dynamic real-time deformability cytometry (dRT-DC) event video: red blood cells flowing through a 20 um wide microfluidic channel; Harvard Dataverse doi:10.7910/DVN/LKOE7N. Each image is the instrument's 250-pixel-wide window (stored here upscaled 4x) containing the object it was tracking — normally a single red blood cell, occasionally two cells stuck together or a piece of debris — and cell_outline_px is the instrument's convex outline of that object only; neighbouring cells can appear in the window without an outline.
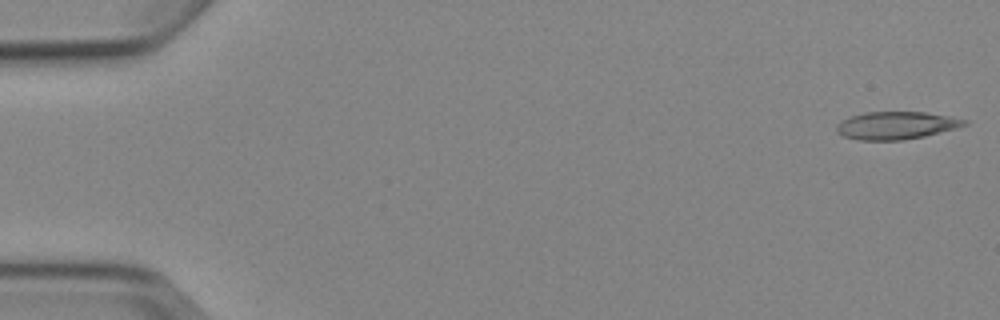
{"species": "Egyptian fruit bat (a non-hibernating species)", "species_latin": "Rousettus aegyptiacus", "temperature_condition": "cold", "stored_images_in_passage": 5, "camera_frame_rate_fps": 3000, "um_per_image_px": 0.085, "animal": {"sex": "female"}, "frame": {"image": 1, "passage_image": 1, "time_ms": 0.0, "image_size_px": [1000, 320], "cell_outline_px": [[968, 124], [924, 136], [904, 140], [860, 140], [844, 136], [836, 132], [836, 124], [840, 120], [864, 112], [924, 112], [948, 116], [968, 120]], "centroid_in_image_um": [76.13, 10.66], "position_along_channel_um": 8.9, "area_um2": 20.46}}
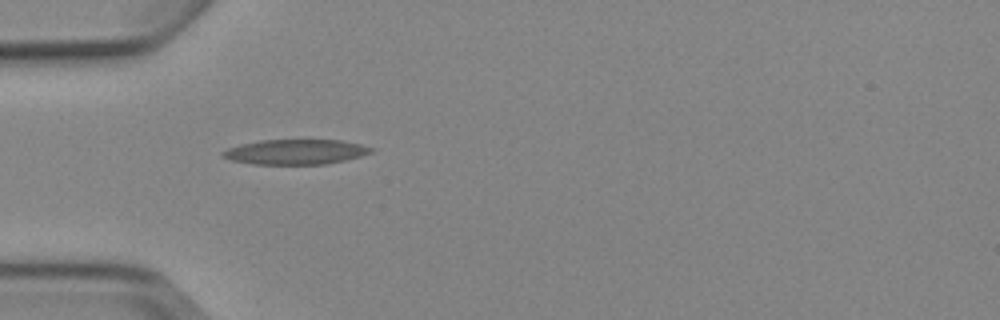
{"frame": {"image": 2, "passage_image": 5, "time_ms": 5.0, "image_size_px": [1000, 320], "cell_outline_px": [[376, 148], [372, 152], [360, 156], [344, 160], [324, 164], [252, 164], [232, 160], [220, 156], [220, 152], [228, 148], [240, 144], [260, 140], [340, 140], [360, 144]], "centroid_in_image_um": [25.1, 12.9], "position_along_channel_um": 59.9, "area_um2": 21.62}}